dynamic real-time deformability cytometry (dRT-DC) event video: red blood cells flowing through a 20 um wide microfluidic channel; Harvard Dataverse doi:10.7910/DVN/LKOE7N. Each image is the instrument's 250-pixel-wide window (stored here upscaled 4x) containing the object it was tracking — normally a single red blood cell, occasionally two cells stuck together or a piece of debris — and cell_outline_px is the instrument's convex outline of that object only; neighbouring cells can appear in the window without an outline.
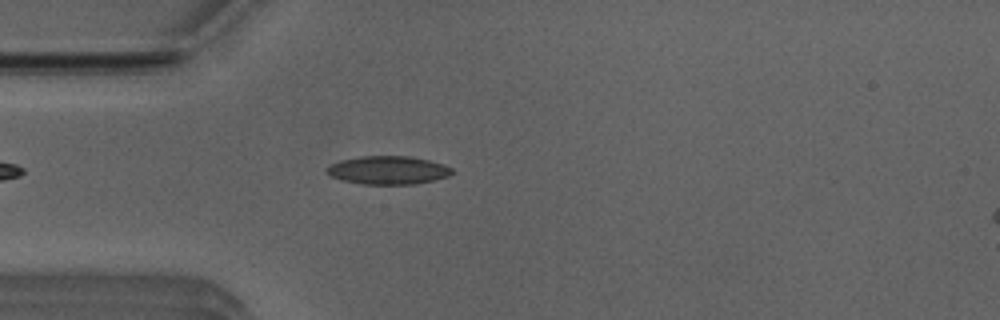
{"species": "Egyptian fruit bat (a non-hibernating species)", "species_latin": "Rousettus aegyptiacus", "temperature_condition": "room temperature", "stored_images_in_passage": 38, "camera_frame_rate_fps": 3000, "um_per_image_px": 0.085, "animal": {"sex": "male"}, "frame": {"image": 1, "passage_image": 1, "time_ms": 0.0, "image_size_px": [1000, 320], "cell_outline_px": [[456, 172], [448, 176], [416, 184], [364, 184], [340, 180], [332, 176], [328, 172], [328, 168], [332, 164], [340, 160], [360, 156], [408, 156], [428, 160], [444, 164], [452, 168]], "centroid_in_image_um": [33.03, 14.46], "position_along_channel_um": 52.0, "area_um2": 20.52}}
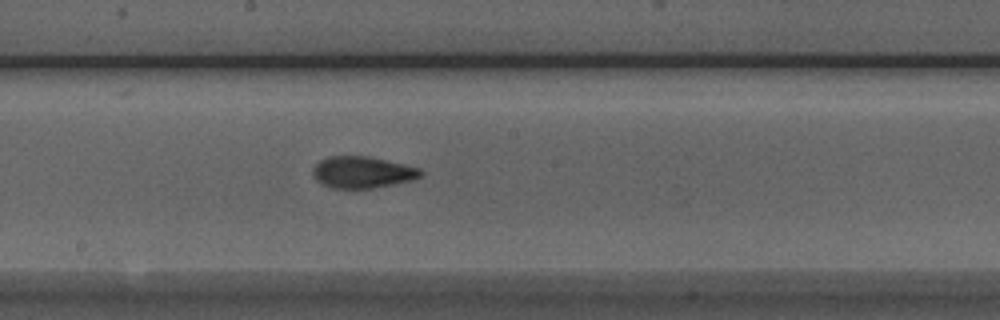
{"frame": {"image": 2, "passage_image": 14, "time_ms": 4.333, "image_size_px": [1000, 320], "cell_outline_px": [[424, 172], [420, 176], [412, 180], [372, 188], [332, 188], [316, 180], [312, 172], [312, 168], [320, 160], [328, 156], [368, 156], [420, 168]], "centroid_in_image_um": [30.78, 14.63], "position_along_channel_um": 217.4, "area_um2": 19.71}}
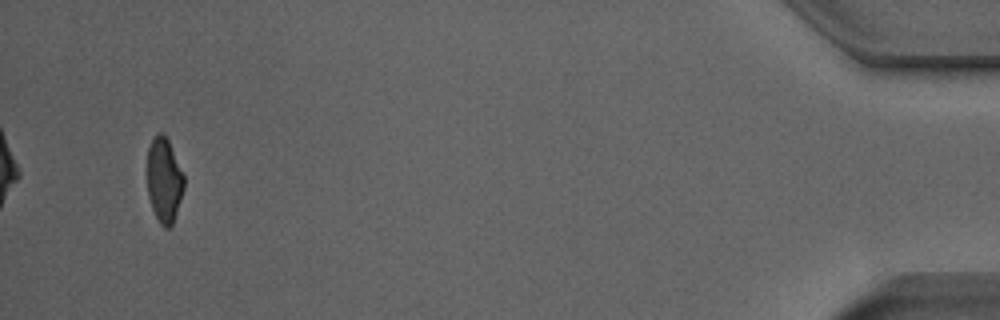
{"frame": {"image": 3, "passage_image": 36, "time_ms": 11.667, "image_size_px": [1000, 320], "cell_outline_px": [[184, 188], [172, 224], [168, 228], [164, 228], [160, 224], [152, 208], [148, 196], [148, 148], [152, 140], [160, 132], [164, 132], [168, 140], [184, 176]], "centroid_in_image_um": [13.95, 15.32], "position_along_channel_um": 421.3, "area_um2": 17.8}, "authors_computed_cell_mechanics": {"area_um2": 19.6231, "velocity_mm_per_s": 3.9666, "shape_relaxation_time_tau1_ms": 5.5239, "shape_relaxation_time_tau2_ms": 1.596, "deformation_change_tau1": 0.1625, "deformation_change_tau2": 0.0798}}